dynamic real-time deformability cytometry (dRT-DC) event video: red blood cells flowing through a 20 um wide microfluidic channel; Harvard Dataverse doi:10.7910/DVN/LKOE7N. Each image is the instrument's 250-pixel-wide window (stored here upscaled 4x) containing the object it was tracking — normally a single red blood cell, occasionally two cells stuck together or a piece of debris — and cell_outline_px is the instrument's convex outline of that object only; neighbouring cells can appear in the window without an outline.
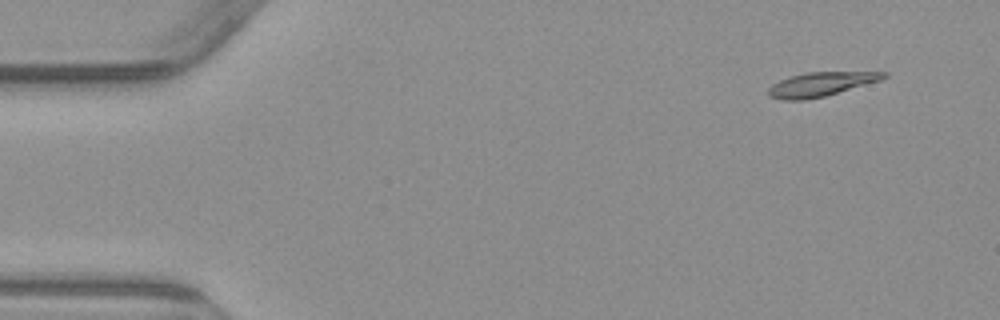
{"species": "common noctule bat (a hibernating species)", "species_latin": "Nyctalus noctula", "temperature_condition": "warm", "stored_images_in_passage": 4, "segment_of_instrument_passage": [2, 2], "camera_frame_rate_fps": 3000, "um_per_image_px": 0.085, "animal": {"sex": "male", "body_mass_g": 23.1, "forearm_length_mm": 52.7}, "frame": {"image": 1, "passage_image": 4, "time_ms": 6.333, "image_size_px": [1000, 320], "cell_outline_px": [[888, 76], [880, 80], [824, 96], [808, 100], [780, 100], [768, 96], [768, 88], [772, 84], [780, 80], [792, 76], [808, 72], [888, 72]], "centroid_in_image_um": [69.73, 7.17], "position_along_channel_um": 15.3, "area_um2": 16.01}}